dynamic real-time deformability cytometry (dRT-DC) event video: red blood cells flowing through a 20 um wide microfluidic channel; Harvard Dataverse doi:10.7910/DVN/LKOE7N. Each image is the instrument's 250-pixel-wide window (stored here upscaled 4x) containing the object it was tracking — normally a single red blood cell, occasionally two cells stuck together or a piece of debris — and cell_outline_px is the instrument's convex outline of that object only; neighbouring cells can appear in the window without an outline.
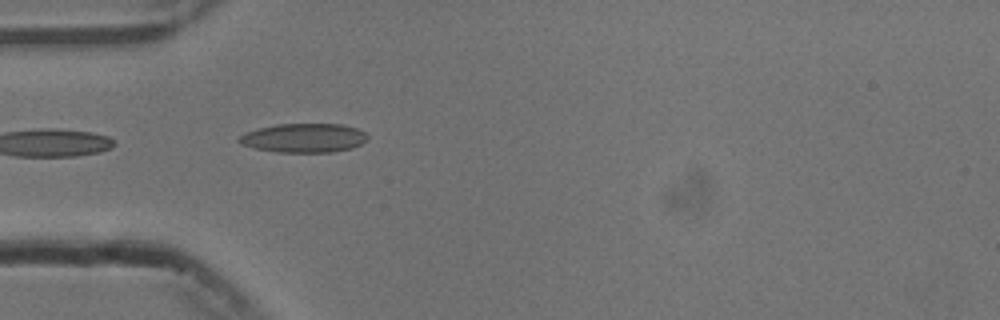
{"species": "common noctule bat (a hibernating species)", "species_latin": "Nyctalus noctula", "temperature_condition": "cold", "stored_images_in_passage": 14, "camera_frame_rate_fps": 3000, "um_per_image_px": 0.085, "animal": {"sex": "male", "body_mass_g": 13.3}, "frame": {"image": 1, "passage_image": 1, "time_ms": 0.0, "image_size_px": [1000, 320], "cell_outline_px": [[368, 140], [352, 148], [332, 152], [276, 152], [256, 148], [240, 144], [236, 140], [244, 132], [276, 124], [340, 124], [356, 128], [364, 132], [368, 136]], "centroid_in_image_um": [25.82, 11.73], "position_along_channel_um": 59.2, "area_um2": 21.73}}